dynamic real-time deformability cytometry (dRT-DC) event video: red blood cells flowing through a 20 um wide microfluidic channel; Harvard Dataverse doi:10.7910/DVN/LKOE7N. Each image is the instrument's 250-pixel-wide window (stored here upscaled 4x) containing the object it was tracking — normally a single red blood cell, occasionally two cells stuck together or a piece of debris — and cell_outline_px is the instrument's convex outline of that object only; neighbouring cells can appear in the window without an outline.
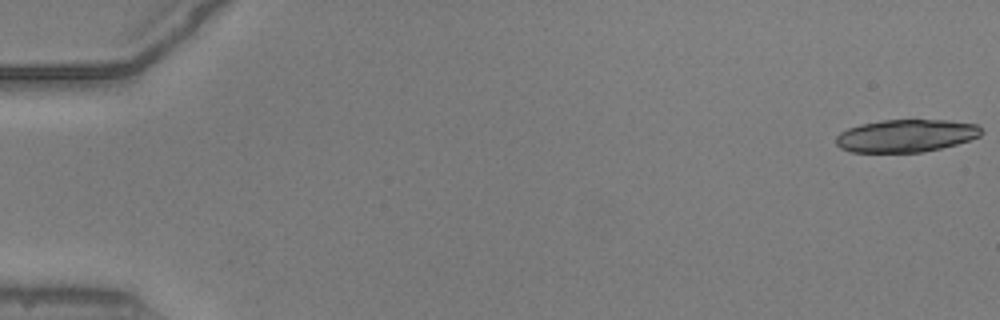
{"species": "common noctule bat (a hibernating species)", "species_latin": "Nyctalus noctula", "temperature_condition": "warm", "stored_images_in_passage": 19, "camera_frame_rate_fps": 3000, "um_per_image_px": 0.085, "animal": {"sex": "male", "body_mass_g": 20.5, "forearm_length_mm": 52.5}, "frame": {"image": 1, "passage_image": 1, "time_ms": 0.0, "image_size_px": [1000, 320], "cell_outline_px": [[984, 132], [980, 136], [956, 144], [924, 152], [848, 152], [840, 148], [836, 144], [836, 136], [840, 132], [848, 128], [860, 124], [880, 120], [948, 120], [976, 124]], "centroid_in_image_um": [76.98, 11.54], "position_along_channel_um": 8.0, "area_um2": 27.74}}